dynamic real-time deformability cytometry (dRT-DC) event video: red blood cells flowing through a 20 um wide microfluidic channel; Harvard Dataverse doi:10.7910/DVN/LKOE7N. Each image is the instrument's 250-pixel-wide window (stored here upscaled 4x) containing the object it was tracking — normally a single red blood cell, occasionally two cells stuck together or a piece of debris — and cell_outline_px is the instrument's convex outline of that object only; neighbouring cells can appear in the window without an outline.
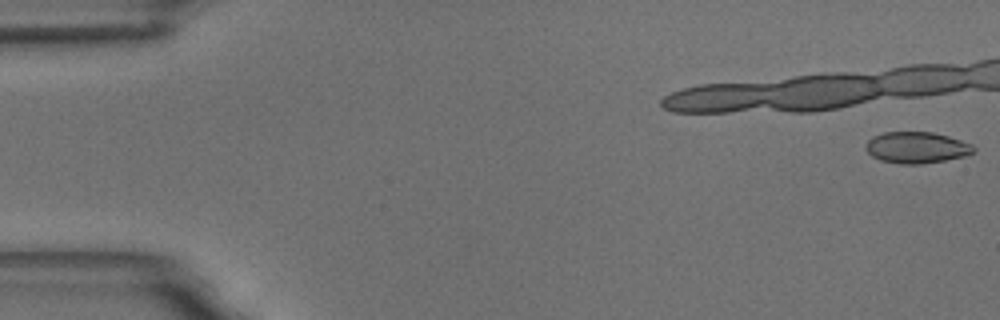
{"species": "common noctule bat (a hibernating species)", "species_latin": "Nyctalus noctula", "temperature_condition": "room temperature", "stored_images_in_passage": 38, "camera_frame_rate_fps": 3000, "um_per_image_px": 0.085, "animal": {"sex": "male", "body_mass_g": 18.8}, "frame": {"image": 1, "passage_image": 1, "time_ms": 0.0, "image_size_px": [1000, 320], "cell_outline_px": [[976, 152], [964, 156], [944, 160], [920, 164], [900, 164], [880, 160], [872, 156], [864, 148], [868, 140], [872, 136], [884, 132], [932, 132], [948, 136], [972, 144], [976, 148]], "centroid_in_image_um": [77.91, 12.54], "position_along_channel_um": 7.1, "area_um2": 19.77}}